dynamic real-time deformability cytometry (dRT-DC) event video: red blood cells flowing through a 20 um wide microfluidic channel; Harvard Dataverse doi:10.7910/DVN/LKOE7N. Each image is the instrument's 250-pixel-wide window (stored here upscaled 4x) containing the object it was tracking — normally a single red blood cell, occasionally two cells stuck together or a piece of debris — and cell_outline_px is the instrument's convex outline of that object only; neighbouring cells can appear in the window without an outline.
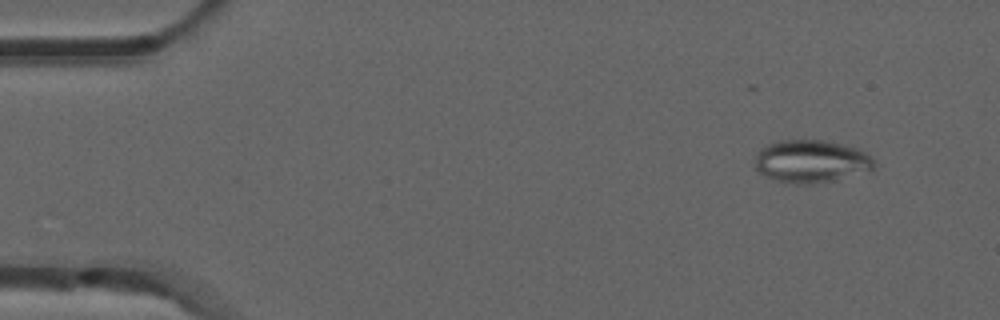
{"species": "common noctule bat (a hibernating species)", "species_latin": "Nyctalus noctula", "temperature_condition": "room temperature", "stored_images_in_passage": 14, "camera_frame_rate_fps": 3000, "um_per_image_px": 0.085, "animal": {"sex": "male", "forearm_length_mm": 52.5}, "frame": {"image": 1, "passage_image": 5, "time_ms": 1.333, "image_size_px": [1000, 320], "cell_outline_px": [[876, 164], [872, 172], [812, 184], [796, 184], [776, 180], [760, 172], [756, 168], [756, 152], [760, 148], [768, 144], [780, 140], [828, 140], [856, 148], [864, 152]], "centroid_in_image_um": [68.97, 13.71], "position_along_channel_um": 16.0, "area_um2": 29.71}}